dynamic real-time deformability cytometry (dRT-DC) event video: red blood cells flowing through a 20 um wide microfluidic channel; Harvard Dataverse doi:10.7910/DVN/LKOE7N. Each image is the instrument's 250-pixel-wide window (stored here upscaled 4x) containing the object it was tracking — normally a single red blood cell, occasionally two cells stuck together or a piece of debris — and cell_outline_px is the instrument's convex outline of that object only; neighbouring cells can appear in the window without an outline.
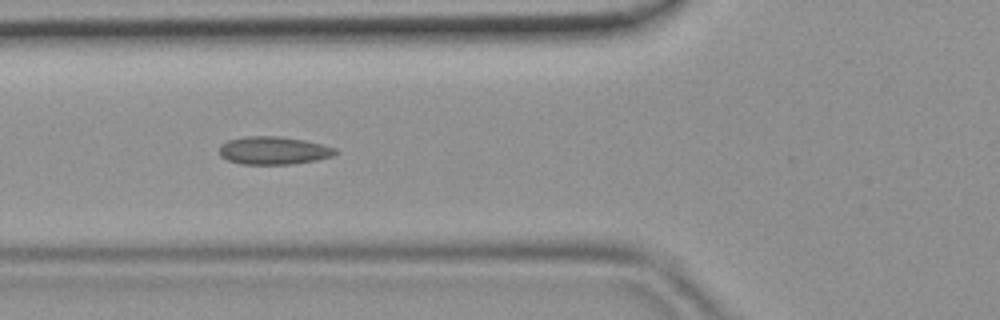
{"species": "common noctule bat (a hibernating species)", "species_latin": "Nyctalus noctula", "temperature_condition": "room temperature", "stored_images_in_passage": 45, "camera_frame_rate_fps": 3000, "um_per_image_px": 0.085, "animal": {"sex": "female", "body_mass_g": 19.9}, "frame": {"image": 1, "passage_image": 16, "time_ms": 5.0, "image_size_px": [1000, 320], "cell_outline_px": [[340, 152], [332, 156], [316, 160], [292, 164], [240, 164], [228, 160], [220, 156], [220, 144], [228, 140], [244, 136], [276, 136], [304, 140], [336, 148]], "centroid_in_image_um": [23.24, 12.79], "position_along_channel_um": 102.6, "area_um2": 18.9}}
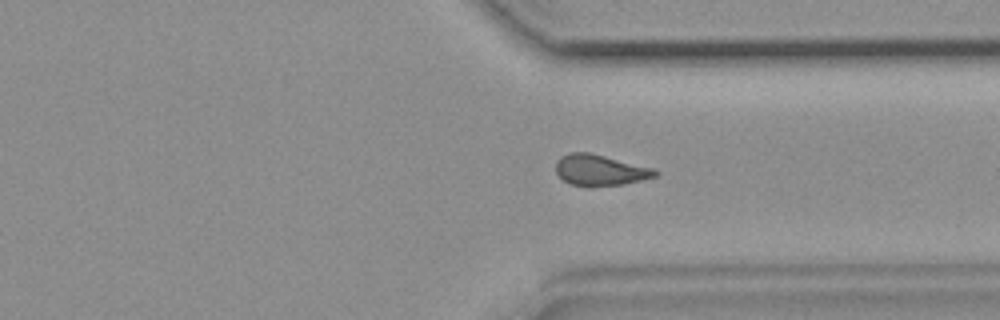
{"frame": {"image": 2, "passage_image": 34, "time_ms": 11.0, "image_size_px": [1000, 320], "cell_outline_px": [[660, 172], [656, 176], [624, 184], [572, 184], [564, 180], [556, 172], [556, 160], [560, 156], [568, 152], [588, 152], [656, 168]], "centroid_in_image_um": [51.03, 14.41], "position_along_channel_um": 360.4, "area_um2": 17.51}}
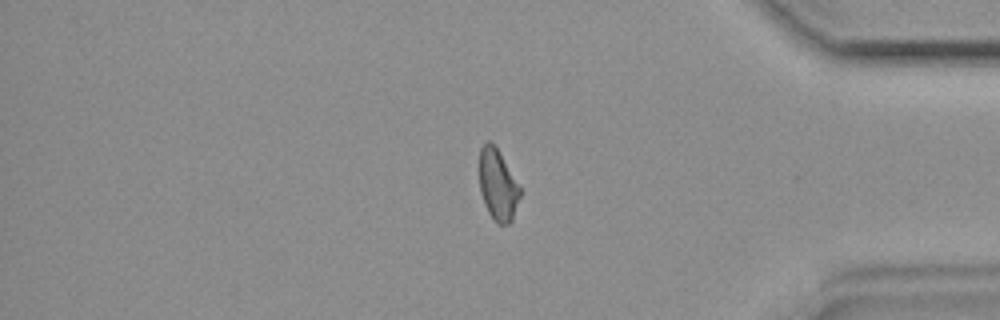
{"frame": {"image": 3, "passage_image": 38, "time_ms": 12.333, "image_size_px": [1000, 320], "cell_outline_px": [[520, 196], [512, 220], [508, 224], [496, 224], [488, 212], [484, 204], [480, 192], [480, 148], [488, 140], [496, 148], [520, 188]], "centroid_in_image_um": [42.29, 15.78], "position_along_channel_um": 392.9, "area_um2": 16.42}}